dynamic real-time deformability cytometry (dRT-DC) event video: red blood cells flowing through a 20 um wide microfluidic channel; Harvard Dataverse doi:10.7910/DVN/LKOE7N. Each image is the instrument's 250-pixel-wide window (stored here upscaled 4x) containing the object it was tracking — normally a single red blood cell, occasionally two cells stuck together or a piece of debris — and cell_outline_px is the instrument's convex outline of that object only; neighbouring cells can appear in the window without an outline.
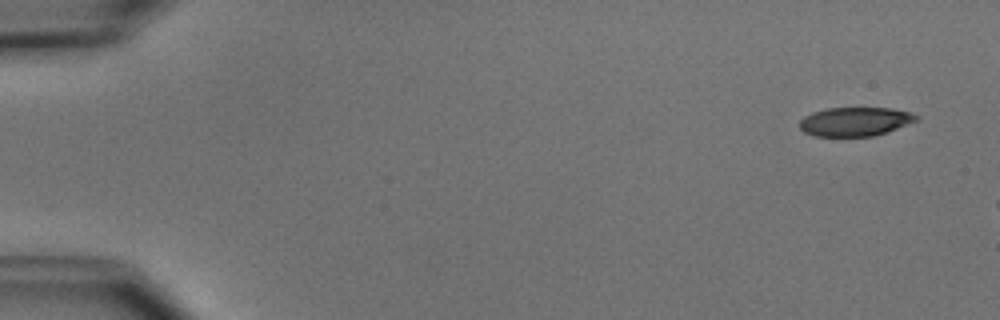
{"species": "common noctule bat (a hibernating species)", "species_latin": "Nyctalus noctula", "temperature_condition": "cold", "stored_images_in_passage": 3, "camera_frame_rate_fps": 3000, "um_per_image_px": 0.085, "animal": {"sex": "male", "body_mass_g": 15.6}, "frame": {"image": 1, "passage_image": 1, "time_ms": 0.0, "image_size_px": [1000, 320], "cell_outline_px": [[920, 120], [872, 136], [816, 136], [804, 132], [800, 128], [800, 120], [804, 116], [812, 112], [828, 108], [892, 108], [912, 112], [920, 116]], "centroid_in_image_um": [72.71, 10.32], "position_along_channel_um": 12.3, "area_um2": 19.65}}